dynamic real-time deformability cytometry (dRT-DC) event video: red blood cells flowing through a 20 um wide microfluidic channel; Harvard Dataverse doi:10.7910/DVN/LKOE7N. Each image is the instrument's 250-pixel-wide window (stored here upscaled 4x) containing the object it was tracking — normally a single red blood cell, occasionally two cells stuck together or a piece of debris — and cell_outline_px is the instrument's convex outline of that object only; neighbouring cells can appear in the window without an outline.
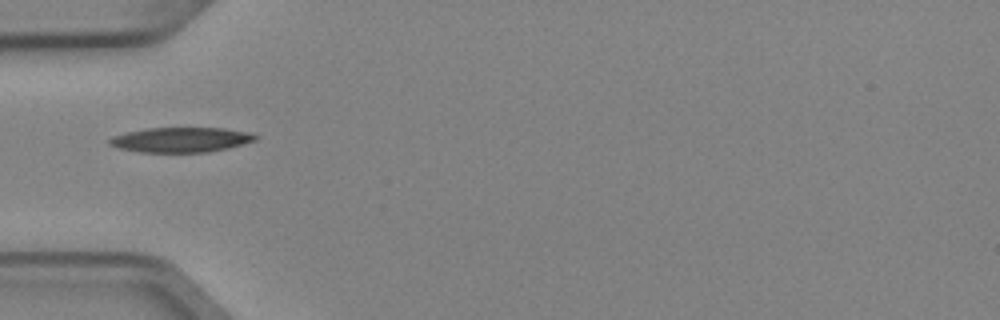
{"species": "Egyptian fruit bat (a non-hibernating species)", "species_latin": "Rousettus aegyptiacus", "temperature_condition": "cold", "stored_images_in_passage": 2, "camera_frame_rate_fps": 3000, "um_per_image_px": 0.085, "animal": {"sex": "female"}, "frame": {"image": 1, "passage_image": 1, "time_ms": 0.0, "image_size_px": [1000, 320], "cell_outline_px": [[260, 136], [256, 140], [228, 148], [208, 152], [140, 152], [120, 148], [108, 144], [108, 140], [112, 136], [128, 132], [148, 128], [224, 128], [252, 132]], "centroid_in_image_um": [15.43, 11.87], "position_along_channel_um": 69.6, "area_um2": 21.21}}
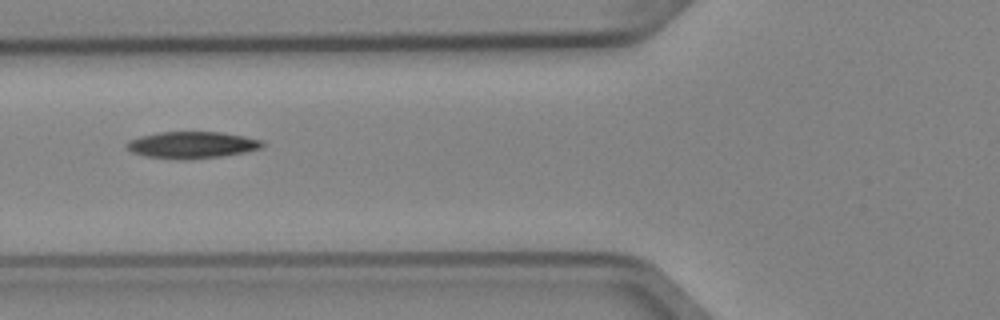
{"frame": {"image": 2, "passage_image": 2, "time_ms": 0.333, "image_size_px": [1000, 320], "cell_outline_px": [[264, 148], [244, 152], [220, 156], [188, 160], [180, 160], [148, 156], [132, 152], [124, 144], [128, 140], [140, 136], [160, 132], [220, 132], [244, 136], [264, 140]], "centroid_in_image_um": [16.34, 12.32], "position_along_channel_um": 109.5, "area_um2": 21.21}}